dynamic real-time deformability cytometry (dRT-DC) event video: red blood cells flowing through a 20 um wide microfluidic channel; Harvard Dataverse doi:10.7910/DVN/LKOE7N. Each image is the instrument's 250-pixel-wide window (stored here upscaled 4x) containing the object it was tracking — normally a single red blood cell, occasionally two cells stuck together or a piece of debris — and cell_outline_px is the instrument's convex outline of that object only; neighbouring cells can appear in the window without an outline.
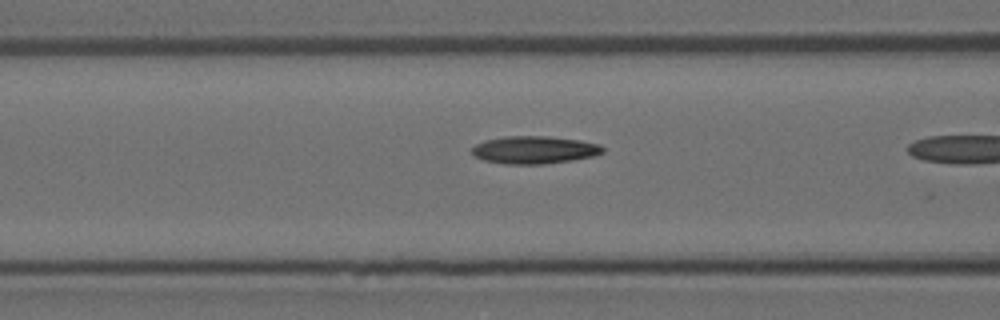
{"species": "Egyptian fruit bat (a non-hibernating species)", "species_latin": "Rousettus aegyptiacus", "temperature_condition": "room temperature", "stored_images_in_passage": 19, "camera_frame_rate_fps": 3000, "um_per_image_px": 0.085, "animal": {"sex": "female"}, "frame": {"image": 1, "passage_image": 18, "time_ms": 5.667, "image_size_px": [1000, 320], "cell_outline_px": [[604, 152], [596, 156], [572, 160], [544, 164], [504, 164], [484, 160], [472, 156], [472, 148], [476, 144], [484, 140], [504, 136], [548, 136], [580, 140], [600, 144], [604, 148]], "centroid_in_image_um": [45.42, 12.74], "position_along_channel_um": 121.2, "area_um2": 21.33}}